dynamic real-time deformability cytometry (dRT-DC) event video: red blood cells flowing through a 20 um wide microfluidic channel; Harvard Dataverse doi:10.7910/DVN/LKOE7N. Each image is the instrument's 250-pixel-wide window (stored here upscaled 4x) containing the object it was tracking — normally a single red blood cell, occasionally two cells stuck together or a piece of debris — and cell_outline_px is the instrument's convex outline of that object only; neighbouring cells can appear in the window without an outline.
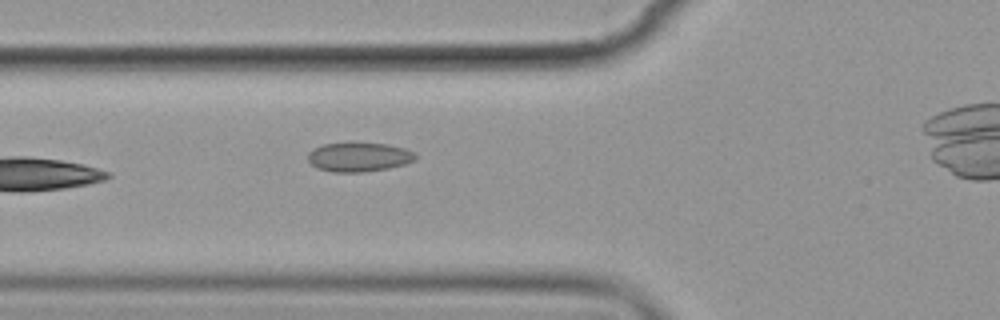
{"species": "common noctule bat (a hibernating species)", "species_latin": "Nyctalus noctula", "temperature_condition": "cold", "stored_images_in_passage": 4, "camera_frame_rate_fps": 3000, "um_per_image_px": 0.085, "animal": {"sex": "female", "body_mass_g": 19.9}, "frame": {"image": 1, "passage_image": 3, "time_ms": 2.333, "image_size_px": [1000, 320], "cell_outline_px": [[416, 160], [404, 164], [388, 168], [364, 172], [332, 172], [316, 168], [308, 160], [308, 152], [312, 148], [324, 144], [388, 144], [404, 148], [412, 152], [416, 156]], "centroid_in_image_um": [30.48, 13.37], "position_along_channel_um": 95.3, "area_um2": 18.03}}